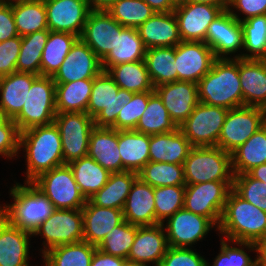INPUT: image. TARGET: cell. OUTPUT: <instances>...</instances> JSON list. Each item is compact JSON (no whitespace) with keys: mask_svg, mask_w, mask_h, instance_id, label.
Returning <instances> with one entry per match:
<instances>
[{"mask_svg":"<svg viewBox=\"0 0 266 266\" xmlns=\"http://www.w3.org/2000/svg\"><path fill=\"white\" fill-rule=\"evenodd\" d=\"M124 220L136 226L156 225L154 187L139 177L133 183L122 209Z\"/></svg>","mask_w":266,"mask_h":266,"instance_id":"24","label":"cell"},{"mask_svg":"<svg viewBox=\"0 0 266 266\" xmlns=\"http://www.w3.org/2000/svg\"><path fill=\"white\" fill-rule=\"evenodd\" d=\"M31 183L53 203L55 209H82L87 201L68 164L42 173Z\"/></svg>","mask_w":266,"mask_h":266,"instance_id":"8","label":"cell"},{"mask_svg":"<svg viewBox=\"0 0 266 266\" xmlns=\"http://www.w3.org/2000/svg\"><path fill=\"white\" fill-rule=\"evenodd\" d=\"M138 177L152 187L185 186L184 166L167 162L149 161Z\"/></svg>","mask_w":266,"mask_h":266,"instance_id":"45","label":"cell"},{"mask_svg":"<svg viewBox=\"0 0 266 266\" xmlns=\"http://www.w3.org/2000/svg\"><path fill=\"white\" fill-rule=\"evenodd\" d=\"M197 84L201 103L226 109L243 106L239 58L216 59L211 70Z\"/></svg>","mask_w":266,"mask_h":266,"instance_id":"3","label":"cell"},{"mask_svg":"<svg viewBox=\"0 0 266 266\" xmlns=\"http://www.w3.org/2000/svg\"><path fill=\"white\" fill-rule=\"evenodd\" d=\"M223 11L221 7L206 3L185 0L177 3L173 12L178 21L181 40L206 43V33L209 25Z\"/></svg>","mask_w":266,"mask_h":266,"instance_id":"15","label":"cell"},{"mask_svg":"<svg viewBox=\"0 0 266 266\" xmlns=\"http://www.w3.org/2000/svg\"><path fill=\"white\" fill-rule=\"evenodd\" d=\"M117 0H87L91 10L107 11Z\"/></svg>","mask_w":266,"mask_h":266,"instance_id":"59","label":"cell"},{"mask_svg":"<svg viewBox=\"0 0 266 266\" xmlns=\"http://www.w3.org/2000/svg\"><path fill=\"white\" fill-rule=\"evenodd\" d=\"M192 147L180 128L173 132L151 135L149 159L152 162L183 165Z\"/></svg>","mask_w":266,"mask_h":266,"instance_id":"30","label":"cell"},{"mask_svg":"<svg viewBox=\"0 0 266 266\" xmlns=\"http://www.w3.org/2000/svg\"><path fill=\"white\" fill-rule=\"evenodd\" d=\"M247 174L252 178L266 183V163L252 168L247 172Z\"/></svg>","mask_w":266,"mask_h":266,"instance_id":"60","label":"cell"},{"mask_svg":"<svg viewBox=\"0 0 266 266\" xmlns=\"http://www.w3.org/2000/svg\"><path fill=\"white\" fill-rule=\"evenodd\" d=\"M205 258L191 248H168L159 266H207Z\"/></svg>","mask_w":266,"mask_h":266,"instance_id":"53","label":"cell"},{"mask_svg":"<svg viewBox=\"0 0 266 266\" xmlns=\"http://www.w3.org/2000/svg\"><path fill=\"white\" fill-rule=\"evenodd\" d=\"M232 189L243 199L266 212V183L247 173L234 175Z\"/></svg>","mask_w":266,"mask_h":266,"instance_id":"50","label":"cell"},{"mask_svg":"<svg viewBox=\"0 0 266 266\" xmlns=\"http://www.w3.org/2000/svg\"><path fill=\"white\" fill-rule=\"evenodd\" d=\"M68 165L72 169L75 181L86 200L107 183L111 174L88 155L72 161Z\"/></svg>","mask_w":266,"mask_h":266,"instance_id":"35","label":"cell"},{"mask_svg":"<svg viewBox=\"0 0 266 266\" xmlns=\"http://www.w3.org/2000/svg\"><path fill=\"white\" fill-rule=\"evenodd\" d=\"M136 233L137 226L124 221L112 229L97 248L108 255L128 259Z\"/></svg>","mask_w":266,"mask_h":266,"instance_id":"47","label":"cell"},{"mask_svg":"<svg viewBox=\"0 0 266 266\" xmlns=\"http://www.w3.org/2000/svg\"><path fill=\"white\" fill-rule=\"evenodd\" d=\"M107 72L120 89L132 93L154 91L145 60L117 64Z\"/></svg>","mask_w":266,"mask_h":266,"instance_id":"37","label":"cell"},{"mask_svg":"<svg viewBox=\"0 0 266 266\" xmlns=\"http://www.w3.org/2000/svg\"><path fill=\"white\" fill-rule=\"evenodd\" d=\"M220 240V252L216 256L212 266H258V256L253 261L244 250V247H246L247 250L258 252V244L230 241L228 239L224 240L223 238H220ZM229 242L235 243L241 248L232 247L229 245ZM207 266L210 265L207 264Z\"/></svg>","mask_w":266,"mask_h":266,"instance_id":"49","label":"cell"},{"mask_svg":"<svg viewBox=\"0 0 266 266\" xmlns=\"http://www.w3.org/2000/svg\"><path fill=\"white\" fill-rule=\"evenodd\" d=\"M93 79L56 84V112H85L92 91Z\"/></svg>","mask_w":266,"mask_h":266,"instance_id":"36","label":"cell"},{"mask_svg":"<svg viewBox=\"0 0 266 266\" xmlns=\"http://www.w3.org/2000/svg\"><path fill=\"white\" fill-rule=\"evenodd\" d=\"M101 71V60L81 38H78L52 79L55 84L69 83L93 79Z\"/></svg>","mask_w":266,"mask_h":266,"instance_id":"18","label":"cell"},{"mask_svg":"<svg viewBox=\"0 0 266 266\" xmlns=\"http://www.w3.org/2000/svg\"><path fill=\"white\" fill-rule=\"evenodd\" d=\"M49 31V29H45L22 36L21 49L16 64L17 72L41 75L42 52Z\"/></svg>","mask_w":266,"mask_h":266,"instance_id":"44","label":"cell"},{"mask_svg":"<svg viewBox=\"0 0 266 266\" xmlns=\"http://www.w3.org/2000/svg\"><path fill=\"white\" fill-rule=\"evenodd\" d=\"M243 30V49L250 54L233 57L242 59H266V15L240 21Z\"/></svg>","mask_w":266,"mask_h":266,"instance_id":"43","label":"cell"},{"mask_svg":"<svg viewBox=\"0 0 266 266\" xmlns=\"http://www.w3.org/2000/svg\"><path fill=\"white\" fill-rule=\"evenodd\" d=\"M178 128L179 127L169 116L162 99L154 92L149 97L147 107L134 130L151 136L173 132Z\"/></svg>","mask_w":266,"mask_h":266,"instance_id":"39","label":"cell"},{"mask_svg":"<svg viewBox=\"0 0 266 266\" xmlns=\"http://www.w3.org/2000/svg\"><path fill=\"white\" fill-rule=\"evenodd\" d=\"M38 75L13 72L0 78V112L14 120L26 102L27 93Z\"/></svg>","mask_w":266,"mask_h":266,"instance_id":"29","label":"cell"},{"mask_svg":"<svg viewBox=\"0 0 266 266\" xmlns=\"http://www.w3.org/2000/svg\"><path fill=\"white\" fill-rule=\"evenodd\" d=\"M123 28L107 11L89 13L80 38L102 61L115 47L117 32Z\"/></svg>","mask_w":266,"mask_h":266,"instance_id":"19","label":"cell"},{"mask_svg":"<svg viewBox=\"0 0 266 266\" xmlns=\"http://www.w3.org/2000/svg\"><path fill=\"white\" fill-rule=\"evenodd\" d=\"M145 47L136 28L123 27L117 32V42L114 48L101 61L102 70L111 66L145 59Z\"/></svg>","mask_w":266,"mask_h":266,"instance_id":"32","label":"cell"},{"mask_svg":"<svg viewBox=\"0 0 266 266\" xmlns=\"http://www.w3.org/2000/svg\"><path fill=\"white\" fill-rule=\"evenodd\" d=\"M216 57L205 42L181 41L175 46L178 81L198 83L212 68Z\"/></svg>","mask_w":266,"mask_h":266,"instance_id":"14","label":"cell"},{"mask_svg":"<svg viewBox=\"0 0 266 266\" xmlns=\"http://www.w3.org/2000/svg\"><path fill=\"white\" fill-rule=\"evenodd\" d=\"M96 249V246L83 240L54 247L42 256L45 266H90Z\"/></svg>","mask_w":266,"mask_h":266,"instance_id":"40","label":"cell"},{"mask_svg":"<svg viewBox=\"0 0 266 266\" xmlns=\"http://www.w3.org/2000/svg\"><path fill=\"white\" fill-rule=\"evenodd\" d=\"M264 119L265 109L261 107L241 106L229 109L217 147L232 153L263 126Z\"/></svg>","mask_w":266,"mask_h":266,"instance_id":"12","label":"cell"},{"mask_svg":"<svg viewBox=\"0 0 266 266\" xmlns=\"http://www.w3.org/2000/svg\"><path fill=\"white\" fill-rule=\"evenodd\" d=\"M54 123L60 133L64 164L88 155L89 137L95 127L88 113H57Z\"/></svg>","mask_w":266,"mask_h":266,"instance_id":"11","label":"cell"},{"mask_svg":"<svg viewBox=\"0 0 266 266\" xmlns=\"http://www.w3.org/2000/svg\"><path fill=\"white\" fill-rule=\"evenodd\" d=\"M154 91L162 99L169 116L178 127L199 103L197 83L174 81L159 85Z\"/></svg>","mask_w":266,"mask_h":266,"instance_id":"21","label":"cell"},{"mask_svg":"<svg viewBox=\"0 0 266 266\" xmlns=\"http://www.w3.org/2000/svg\"><path fill=\"white\" fill-rule=\"evenodd\" d=\"M19 137L16 123L0 112V155L10 159L18 156Z\"/></svg>","mask_w":266,"mask_h":266,"instance_id":"52","label":"cell"},{"mask_svg":"<svg viewBox=\"0 0 266 266\" xmlns=\"http://www.w3.org/2000/svg\"><path fill=\"white\" fill-rule=\"evenodd\" d=\"M228 110L199 102L179 128L193 147L217 146Z\"/></svg>","mask_w":266,"mask_h":266,"instance_id":"10","label":"cell"},{"mask_svg":"<svg viewBox=\"0 0 266 266\" xmlns=\"http://www.w3.org/2000/svg\"><path fill=\"white\" fill-rule=\"evenodd\" d=\"M156 12H173L176 3L173 0H143Z\"/></svg>","mask_w":266,"mask_h":266,"instance_id":"58","label":"cell"},{"mask_svg":"<svg viewBox=\"0 0 266 266\" xmlns=\"http://www.w3.org/2000/svg\"><path fill=\"white\" fill-rule=\"evenodd\" d=\"M137 30L147 49L175 47L182 41L174 12H156Z\"/></svg>","mask_w":266,"mask_h":266,"instance_id":"25","label":"cell"},{"mask_svg":"<svg viewBox=\"0 0 266 266\" xmlns=\"http://www.w3.org/2000/svg\"><path fill=\"white\" fill-rule=\"evenodd\" d=\"M123 266H148V265L146 263L134 262L126 259Z\"/></svg>","mask_w":266,"mask_h":266,"instance_id":"63","label":"cell"},{"mask_svg":"<svg viewBox=\"0 0 266 266\" xmlns=\"http://www.w3.org/2000/svg\"><path fill=\"white\" fill-rule=\"evenodd\" d=\"M88 156L110 173L122 172L118 130L95 126L89 137Z\"/></svg>","mask_w":266,"mask_h":266,"instance_id":"28","label":"cell"},{"mask_svg":"<svg viewBox=\"0 0 266 266\" xmlns=\"http://www.w3.org/2000/svg\"><path fill=\"white\" fill-rule=\"evenodd\" d=\"M258 266H266V237L258 243Z\"/></svg>","mask_w":266,"mask_h":266,"instance_id":"61","label":"cell"},{"mask_svg":"<svg viewBox=\"0 0 266 266\" xmlns=\"http://www.w3.org/2000/svg\"><path fill=\"white\" fill-rule=\"evenodd\" d=\"M186 184L233 181L231 153L217 146L192 147L184 161Z\"/></svg>","mask_w":266,"mask_h":266,"instance_id":"5","label":"cell"},{"mask_svg":"<svg viewBox=\"0 0 266 266\" xmlns=\"http://www.w3.org/2000/svg\"><path fill=\"white\" fill-rule=\"evenodd\" d=\"M134 93L120 89L107 71L102 70L93 78V86L87 105V113L96 127L111 128L122 105H126Z\"/></svg>","mask_w":266,"mask_h":266,"instance_id":"6","label":"cell"},{"mask_svg":"<svg viewBox=\"0 0 266 266\" xmlns=\"http://www.w3.org/2000/svg\"><path fill=\"white\" fill-rule=\"evenodd\" d=\"M165 233L170 247L190 248L203 239L210 229L217 226L204 216L194 214L185 208L166 219ZM214 226V227H213Z\"/></svg>","mask_w":266,"mask_h":266,"instance_id":"16","label":"cell"},{"mask_svg":"<svg viewBox=\"0 0 266 266\" xmlns=\"http://www.w3.org/2000/svg\"><path fill=\"white\" fill-rule=\"evenodd\" d=\"M217 229L230 241L258 244L266 237V212L231 189Z\"/></svg>","mask_w":266,"mask_h":266,"instance_id":"2","label":"cell"},{"mask_svg":"<svg viewBox=\"0 0 266 266\" xmlns=\"http://www.w3.org/2000/svg\"><path fill=\"white\" fill-rule=\"evenodd\" d=\"M185 1L211 4L214 6L221 7L224 11L227 10L229 6V0H185Z\"/></svg>","mask_w":266,"mask_h":266,"instance_id":"62","label":"cell"},{"mask_svg":"<svg viewBox=\"0 0 266 266\" xmlns=\"http://www.w3.org/2000/svg\"><path fill=\"white\" fill-rule=\"evenodd\" d=\"M107 12L123 27L136 29L156 13L143 0H117Z\"/></svg>","mask_w":266,"mask_h":266,"instance_id":"46","label":"cell"},{"mask_svg":"<svg viewBox=\"0 0 266 266\" xmlns=\"http://www.w3.org/2000/svg\"><path fill=\"white\" fill-rule=\"evenodd\" d=\"M233 181H210L186 184L184 208L209 218L218 228Z\"/></svg>","mask_w":266,"mask_h":266,"instance_id":"9","label":"cell"},{"mask_svg":"<svg viewBox=\"0 0 266 266\" xmlns=\"http://www.w3.org/2000/svg\"><path fill=\"white\" fill-rule=\"evenodd\" d=\"M29 1H33V0H0V3L12 5L15 3L29 2Z\"/></svg>","mask_w":266,"mask_h":266,"instance_id":"64","label":"cell"},{"mask_svg":"<svg viewBox=\"0 0 266 266\" xmlns=\"http://www.w3.org/2000/svg\"><path fill=\"white\" fill-rule=\"evenodd\" d=\"M18 36L12 5L0 3V42Z\"/></svg>","mask_w":266,"mask_h":266,"instance_id":"56","label":"cell"},{"mask_svg":"<svg viewBox=\"0 0 266 266\" xmlns=\"http://www.w3.org/2000/svg\"><path fill=\"white\" fill-rule=\"evenodd\" d=\"M31 236L0 215V266H28Z\"/></svg>","mask_w":266,"mask_h":266,"instance_id":"27","label":"cell"},{"mask_svg":"<svg viewBox=\"0 0 266 266\" xmlns=\"http://www.w3.org/2000/svg\"><path fill=\"white\" fill-rule=\"evenodd\" d=\"M26 151V181L64 165L60 133L55 125L36 126L20 132L19 149Z\"/></svg>","mask_w":266,"mask_h":266,"instance_id":"1","label":"cell"},{"mask_svg":"<svg viewBox=\"0 0 266 266\" xmlns=\"http://www.w3.org/2000/svg\"><path fill=\"white\" fill-rule=\"evenodd\" d=\"M138 174L131 171L111 173L107 183L88 200L105 208L123 209Z\"/></svg>","mask_w":266,"mask_h":266,"instance_id":"33","label":"cell"},{"mask_svg":"<svg viewBox=\"0 0 266 266\" xmlns=\"http://www.w3.org/2000/svg\"><path fill=\"white\" fill-rule=\"evenodd\" d=\"M169 248L163 224L137 226L128 260L159 266Z\"/></svg>","mask_w":266,"mask_h":266,"instance_id":"22","label":"cell"},{"mask_svg":"<svg viewBox=\"0 0 266 266\" xmlns=\"http://www.w3.org/2000/svg\"><path fill=\"white\" fill-rule=\"evenodd\" d=\"M185 186L154 187L156 221H164L184 208Z\"/></svg>","mask_w":266,"mask_h":266,"instance_id":"48","label":"cell"},{"mask_svg":"<svg viewBox=\"0 0 266 266\" xmlns=\"http://www.w3.org/2000/svg\"><path fill=\"white\" fill-rule=\"evenodd\" d=\"M78 38V36L67 32L49 31L41 58L42 76L52 77L57 72Z\"/></svg>","mask_w":266,"mask_h":266,"instance_id":"41","label":"cell"},{"mask_svg":"<svg viewBox=\"0 0 266 266\" xmlns=\"http://www.w3.org/2000/svg\"><path fill=\"white\" fill-rule=\"evenodd\" d=\"M12 11L19 36L48 29L44 0L12 4Z\"/></svg>","mask_w":266,"mask_h":266,"instance_id":"42","label":"cell"},{"mask_svg":"<svg viewBox=\"0 0 266 266\" xmlns=\"http://www.w3.org/2000/svg\"><path fill=\"white\" fill-rule=\"evenodd\" d=\"M263 127H264L265 130H266V109H265V119H264V121H263Z\"/></svg>","mask_w":266,"mask_h":266,"instance_id":"65","label":"cell"},{"mask_svg":"<svg viewBox=\"0 0 266 266\" xmlns=\"http://www.w3.org/2000/svg\"><path fill=\"white\" fill-rule=\"evenodd\" d=\"M155 91L134 93L126 105H122L116 118V123L111 127L116 130H134L147 107L149 97Z\"/></svg>","mask_w":266,"mask_h":266,"instance_id":"51","label":"cell"},{"mask_svg":"<svg viewBox=\"0 0 266 266\" xmlns=\"http://www.w3.org/2000/svg\"><path fill=\"white\" fill-rule=\"evenodd\" d=\"M44 237L42 255L48 250L83 241L81 209H56L32 234Z\"/></svg>","mask_w":266,"mask_h":266,"instance_id":"13","label":"cell"},{"mask_svg":"<svg viewBox=\"0 0 266 266\" xmlns=\"http://www.w3.org/2000/svg\"><path fill=\"white\" fill-rule=\"evenodd\" d=\"M21 42L19 35L0 42V78L17 71Z\"/></svg>","mask_w":266,"mask_h":266,"instance_id":"54","label":"cell"},{"mask_svg":"<svg viewBox=\"0 0 266 266\" xmlns=\"http://www.w3.org/2000/svg\"><path fill=\"white\" fill-rule=\"evenodd\" d=\"M145 63L155 87L178 81L175 71V47H154L146 50Z\"/></svg>","mask_w":266,"mask_h":266,"instance_id":"38","label":"cell"},{"mask_svg":"<svg viewBox=\"0 0 266 266\" xmlns=\"http://www.w3.org/2000/svg\"><path fill=\"white\" fill-rule=\"evenodd\" d=\"M243 106L266 109V59L239 58Z\"/></svg>","mask_w":266,"mask_h":266,"instance_id":"26","label":"cell"},{"mask_svg":"<svg viewBox=\"0 0 266 266\" xmlns=\"http://www.w3.org/2000/svg\"><path fill=\"white\" fill-rule=\"evenodd\" d=\"M234 175L247 173L266 163V130L262 126L244 144L231 153Z\"/></svg>","mask_w":266,"mask_h":266,"instance_id":"34","label":"cell"},{"mask_svg":"<svg viewBox=\"0 0 266 266\" xmlns=\"http://www.w3.org/2000/svg\"><path fill=\"white\" fill-rule=\"evenodd\" d=\"M231 8H235V10L240 11L242 15H245V17H243V19L240 18L239 15H237ZM227 10L239 22L244 21L250 17L266 15V0H229Z\"/></svg>","mask_w":266,"mask_h":266,"instance_id":"55","label":"cell"},{"mask_svg":"<svg viewBox=\"0 0 266 266\" xmlns=\"http://www.w3.org/2000/svg\"><path fill=\"white\" fill-rule=\"evenodd\" d=\"M173 1L177 4V3L183 2L184 0H173Z\"/></svg>","mask_w":266,"mask_h":266,"instance_id":"66","label":"cell"},{"mask_svg":"<svg viewBox=\"0 0 266 266\" xmlns=\"http://www.w3.org/2000/svg\"><path fill=\"white\" fill-rule=\"evenodd\" d=\"M12 204L0 205V215L11 225L34 233L56 210L53 203L31 182L16 183L11 190Z\"/></svg>","mask_w":266,"mask_h":266,"instance_id":"4","label":"cell"},{"mask_svg":"<svg viewBox=\"0 0 266 266\" xmlns=\"http://www.w3.org/2000/svg\"><path fill=\"white\" fill-rule=\"evenodd\" d=\"M206 43L212 48L216 59H231L227 55L243 49V30L241 23L223 11L208 27Z\"/></svg>","mask_w":266,"mask_h":266,"instance_id":"20","label":"cell"},{"mask_svg":"<svg viewBox=\"0 0 266 266\" xmlns=\"http://www.w3.org/2000/svg\"><path fill=\"white\" fill-rule=\"evenodd\" d=\"M56 84L51 76L39 75L27 93L19 115L13 120L19 132L54 122L56 112Z\"/></svg>","mask_w":266,"mask_h":266,"instance_id":"7","label":"cell"},{"mask_svg":"<svg viewBox=\"0 0 266 266\" xmlns=\"http://www.w3.org/2000/svg\"><path fill=\"white\" fill-rule=\"evenodd\" d=\"M150 135L135 130H118V148L122 161V172L139 173L150 161Z\"/></svg>","mask_w":266,"mask_h":266,"instance_id":"31","label":"cell"},{"mask_svg":"<svg viewBox=\"0 0 266 266\" xmlns=\"http://www.w3.org/2000/svg\"><path fill=\"white\" fill-rule=\"evenodd\" d=\"M50 31L67 32L80 38L89 13L87 0H44Z\"/></svg>","mask_w":266,"mask_h":266,"instance_id":"17","label":"cell"},{"mask_svg":"<svg viewBox=\"0 0 266 266\" xmlns=\"http://www.w3.org/2000/svg\"><path fill=\"white\" fill-rule=\"evenodd\" d=\"M126 259L108 255L98 248L92 257L90 266H123Z\"/></svg>","mask_w":266,"mask_h":266,"instance_id":"57","label":"cell"},{"mask_svg":"<svg viewBox=\"0 0 266 266\" xmlns=\"http://www.w3.org/2000/svg\"><path fill=\"white\" fill-rule=\"evenodd\" d=\"M83 213V240L98 247L108 233L122 224L124 214L121 209L105 208L86 201Z\"/></svg>","mask_w":266,"mask_h":266,"instance_id":"23","label":"cell"}]
</instances>
